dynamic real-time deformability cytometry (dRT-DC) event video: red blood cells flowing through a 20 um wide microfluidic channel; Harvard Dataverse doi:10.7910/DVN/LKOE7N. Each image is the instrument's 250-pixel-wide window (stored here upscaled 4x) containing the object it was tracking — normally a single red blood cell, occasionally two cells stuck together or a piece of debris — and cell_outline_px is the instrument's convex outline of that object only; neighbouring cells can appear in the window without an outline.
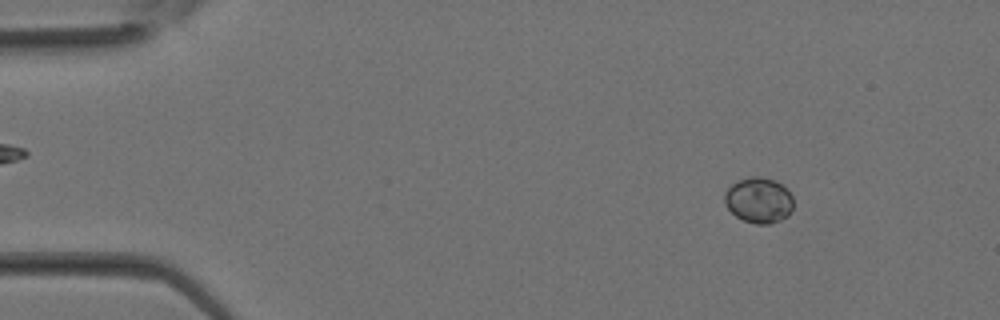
{"species": "Egyptian fruit bat (a non-hibernating species)", "species_latin": "Rousettus aegyptiacus", "temperature_condition": "room temperature", "stored_images_in_passage": 34, "camera_frame_rate_fps": 3000, "um_per_image_px": 0.085, "animal": {"sex": "female"}, "frame": {"image": 1, "passage_image": 5, "time_ms": 1.333, "image_size_px": [1000, 320], "cell_outline_px": [[792, 212], [788, 216], [780, 220], [768, 224], [756, 224], [744, 220], [736, 216], [724, 204], [724, 192], [732, 184], [748, 176], [756, 176], [776, 180], [788, 188], [792, 196]], "centroid_in_image_um": [64.51, 17.01], "position_along_channel_um": 20.5, "area_um2": 18.44}}
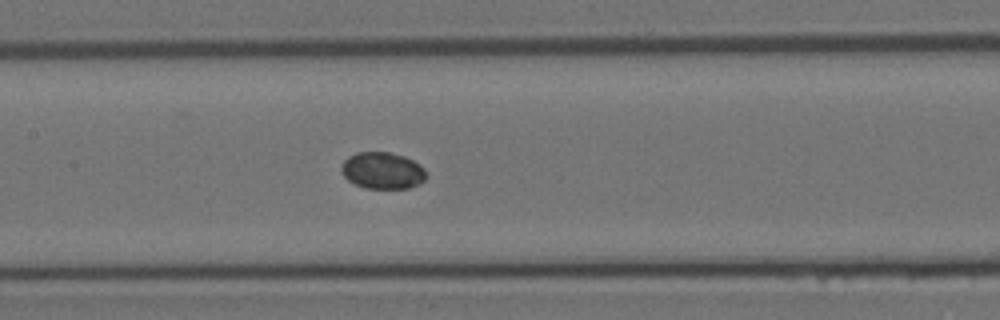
{"frame": {"image": 2, "passage_image": 17, "time_ms": 5.333, "image_size_px": [1000, 320], "cell_outline_px": [[428, 176], [420, 184], [408, 188], [364, 188], [348, 180], [340, 172], [340, 168], [344, 160], [348, 156], [356, 152], [388, 152], [404, 156], [420, 164], [424, 168]], "centroid_in_image_um": [32.51, 14.49], "position_along_channel_um": 174.9, "area_um2": 18.32}}
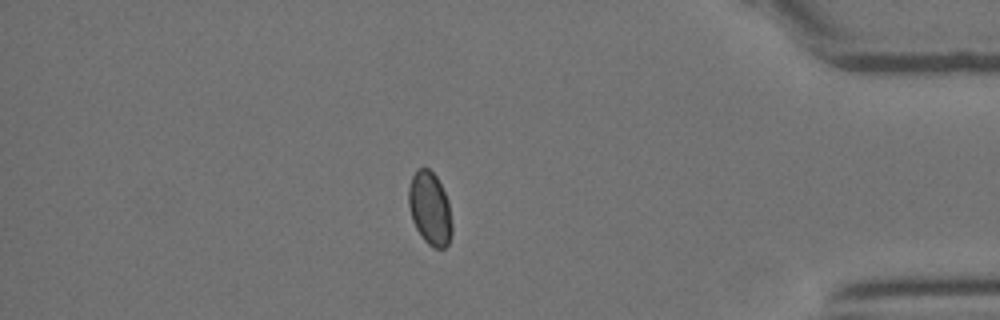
{"frame": {"image": 3, "passage_image": 30, "time_ms": 9.667, "image_size_px": [1000, 320], "cell_outline_px": [[452, 232], [448, 244], [444, 248], [432, 248], [420, 236], [412, 220], [408, 204], [408, 188], [412, 176], [420, 168], [428, 168], [436, 176], [448, 200], [452, 224]], "centroid_in_image_um": [36.53, 17.75], "position_along_channel_um": 398.7, "area_um2": 18.5}}